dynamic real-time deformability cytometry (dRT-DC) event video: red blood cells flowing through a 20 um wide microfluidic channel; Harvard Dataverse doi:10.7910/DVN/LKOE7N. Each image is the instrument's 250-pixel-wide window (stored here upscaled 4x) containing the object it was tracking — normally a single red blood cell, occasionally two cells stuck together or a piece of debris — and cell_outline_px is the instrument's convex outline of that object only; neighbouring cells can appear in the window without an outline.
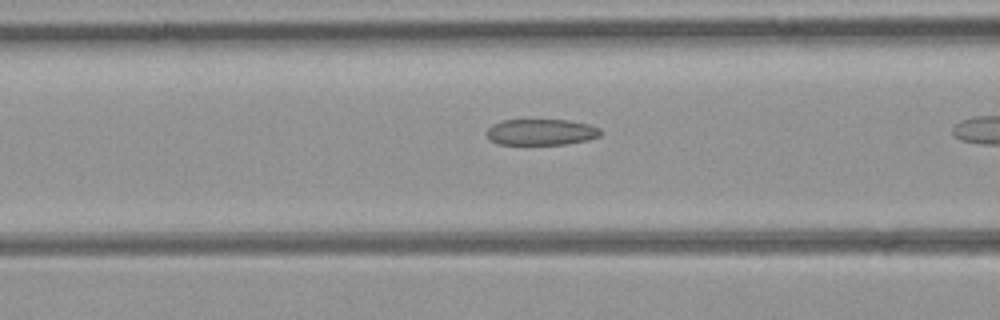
{"species": "common noctule bat (a hibernating species)", "species_latin": "Nyctalus noctula", "temperature_condition": "room temperature", "stored_images_in_passage": 10, "camera_frame_rate_fps": 3000, "um_per_image_px": 0.085, "animal": {"sex": "female", "body_mass_g": 21.9}, "frame": {"image": 1, "passage_image": 6, "time_ms": 1.667, "image_size_px": [1000, 320], "cell_outline_px": [[600, 136], [588, 140], [564, 144], [496, 144], [484, 132], [492, 124], [500, 120], [528, 116], [568, 120], [588, 124], [600, 128]], "centroid_in_image_um": [45.93, 11.16], "position_along_channel_um": 120.7, "area_um2": 18.32}}
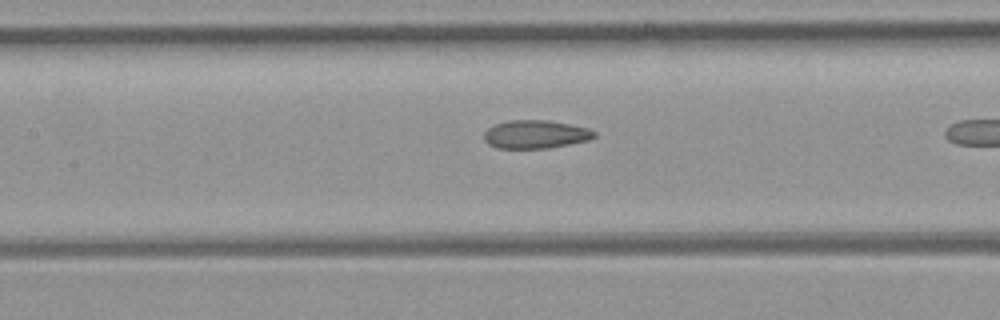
{"frame": {"image": 2, "passage_image": 9, "time_ms": 2.667, "image_size_px": [1000, 320], "cell_outline_px": [[596, 136], [588, 140], [548, 148], [496, 148], [488, 144], [484, 140], [484, 132], [488, 128], [496, 124], [508, 120], [548, 120], [588, 128], [596, 132]], "centroid_in_image_um": [45.5, 11.41], "position_along_channel_um": 161.9, "area_um2": 18.09}}